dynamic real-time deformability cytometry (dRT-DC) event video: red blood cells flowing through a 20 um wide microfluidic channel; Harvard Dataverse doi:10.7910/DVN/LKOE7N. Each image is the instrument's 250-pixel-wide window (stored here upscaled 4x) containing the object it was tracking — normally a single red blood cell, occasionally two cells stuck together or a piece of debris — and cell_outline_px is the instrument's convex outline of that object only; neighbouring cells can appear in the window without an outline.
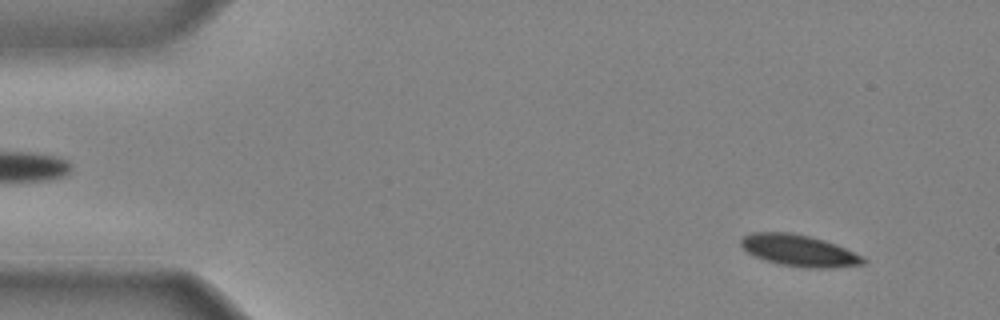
{"species": "common noctule bat (a hibernating species)", "species_latin": "Nyctalus noctula", "temperature_condition": "cold", "stored_images_in_passage": 42, "camera_frame_rate_fps": 3000, "um_per_image_px": 0.085, "animal": {"sex": "male", "body_mass_g": 20.4}, "frame": {"image": 1, "passage_image": 3, "time_ms": 0.667, "image_size_px": [1000, 320], "cell_outline_px": [[868, 260], [864, 264], [832, 268], [808, 268], [780, 264], [764, 260], [748, 252], [740, 244], [740, 240], [744, 236], [752, 232], [792, 232], [824, 240], [836, 244], [864, 256]], "centroid_in_image_um": [67.96, 21.3], "position_along_channel_um": 17.0, "area_um2": 22.54}}
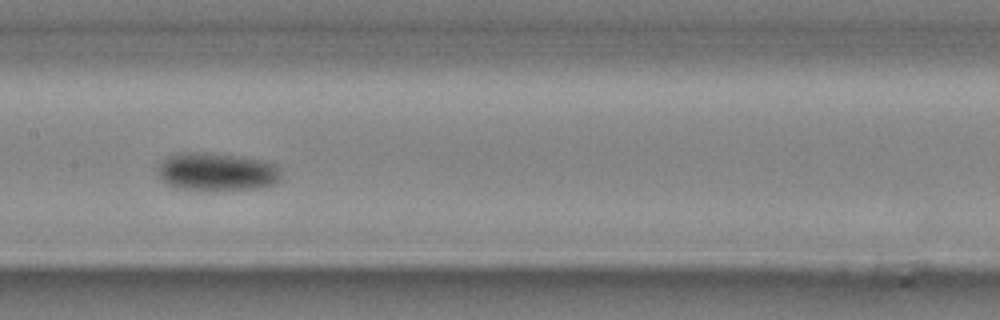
{"frame": {"image": 2, "passage_image": 21, "time_ms": 6.667, "image_size_px": [1000, 320], "cell_outline_px": [[280, 180], [276, 184], [260, 188], [204, 192], [200, 192], [180, 188], [168, 184], [156, 172], [160, 164], [168, 156], [180, 152], [212, 152], [244, 156], [264, 160], [276, 164], [280, 168]], "centroid_in_image_um": [18.48, 14.61], "position_along_channel_um": 188.9, "area_um2": 28.32}}
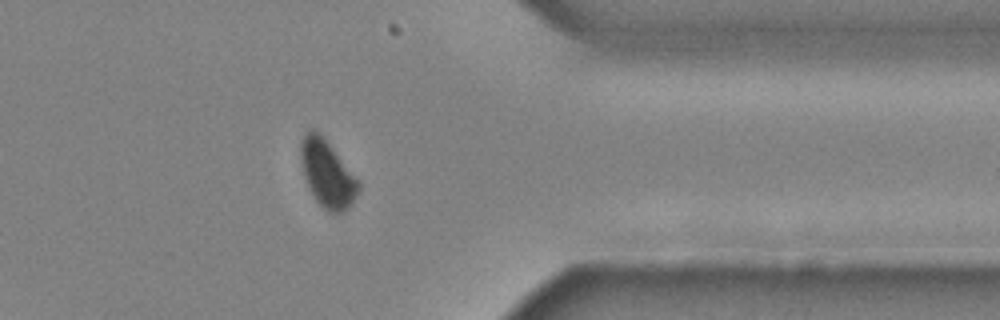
{"frame": {"image": 3, "passage_image": 35, "time_ms": 11.333, "image_size_px": [1000, 320], "cell_outline_px": [[360, 188], [352, 204], [344, 212], [328, 212], [316, 200], [308, 188], [304, 176], [300, 160], [300, 140], [304, 132], [312, 128], [332, 148], [360, 180]], "centroid_in_image_um": [27.81, 14.78], "position_along_channel_um": 383.6, "area_um2": 22.48}}